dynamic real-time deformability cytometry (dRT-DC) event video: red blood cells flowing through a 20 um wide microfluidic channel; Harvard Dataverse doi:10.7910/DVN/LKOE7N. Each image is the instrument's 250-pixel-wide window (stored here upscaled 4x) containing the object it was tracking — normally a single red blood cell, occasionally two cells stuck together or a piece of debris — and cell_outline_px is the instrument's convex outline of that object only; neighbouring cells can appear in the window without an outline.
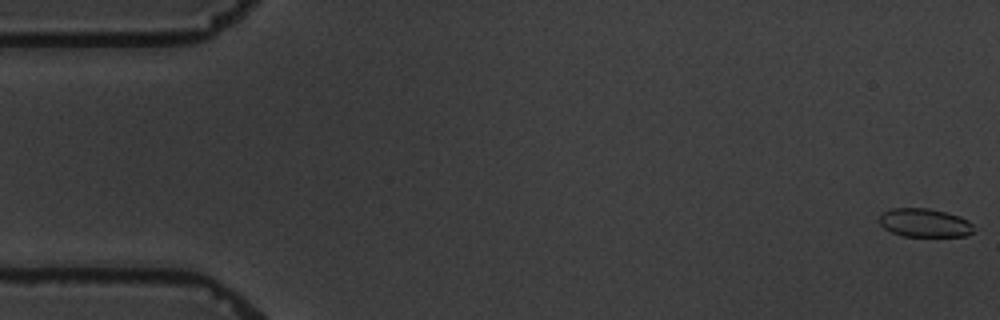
{"species": "common noctule bat (a hibernating species)", "species_latin": "Nyctalus noctula", "temperature_condition": "warm", "stored_images_in_passage": 7, "camera_frame_rate_fps": 3000, "um_per_image_px": 0.085, "animal": {"sex": "male", "body_mass_g": 19.5, "forearm_length_mm": 54.6}, "frame": {"image": 1, "passage_image": 1, "time_ms": 0.0, "image_size_px": [1000, 320], "cell_outline_px": [[972, 232], [964, 236], [904, 236], [892, 232], [884, 228], [880, 224], [880, 216], [884, 212], [892, 208], [928, 208], [960, 216], [968, 220], [972, 224]], "centroid_in_image_um": [78.58, 18.93], "position_along_channel_um": 6.4, "area_um2": 15.49}}
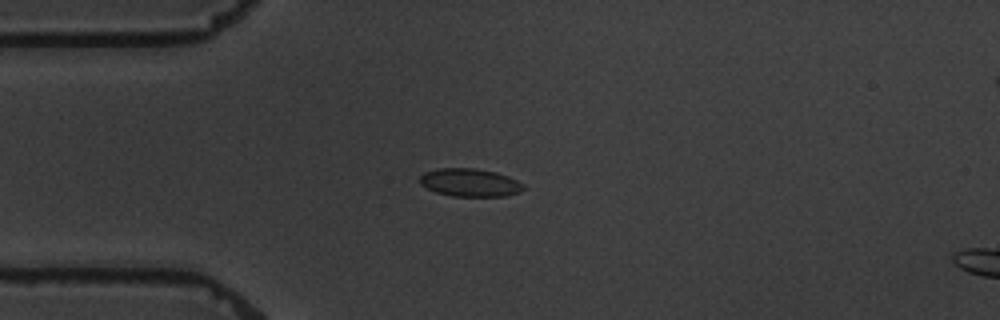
{"frame": {"image": 2, "passage_image": 5, "time_ms": 4.667, "image_size_px": [1000, 320], "cell_outline_px": [[524, 188], [520, 192], [504, 196], [452, 196], [436, 192], [420, 184], [420, 176], [424, 172], [436, 168], [476, 168], [496, 172], [508, 176], [524, 184]], "centroid_in_image_um": [39.94, 15.51], "position_along_channel_um": 45.1, "area_um2": 16.94}}
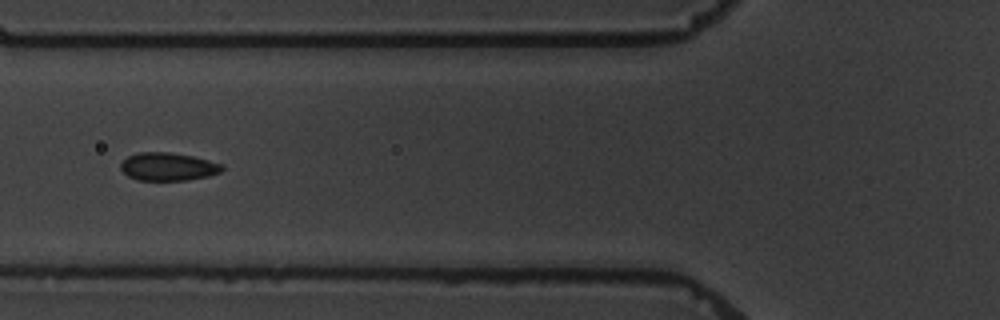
{"frame": {"image": 3, "passage_image": 7, "time_ms": 7.0, "image_size_px": [1000, 320], "cell_outline_px": [[224, 168], [220, 172], [208, 176], [188, 180], [136, 180], [128, 176], [120, 168], [120, 164], [128, 156], [140, 152], [168, 152], [192, 156], [224, 164]], "centroid_in_image_um": [14.29, 14.17], "position_along_channel_um": 111.5, "area_um2": 16.53}}